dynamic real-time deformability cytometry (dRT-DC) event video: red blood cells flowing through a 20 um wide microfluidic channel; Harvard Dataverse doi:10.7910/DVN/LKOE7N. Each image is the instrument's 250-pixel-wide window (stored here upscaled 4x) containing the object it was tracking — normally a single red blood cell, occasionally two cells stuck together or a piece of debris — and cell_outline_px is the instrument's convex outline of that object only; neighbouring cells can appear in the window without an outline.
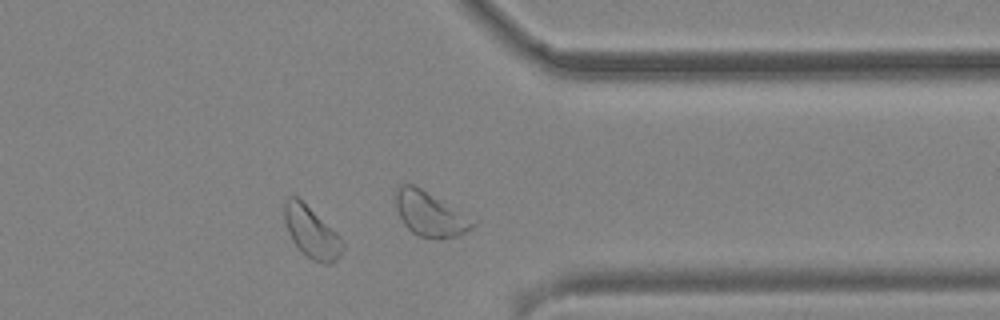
{"species": "common noctule bat (a hibernating species)", "species_latin": "Nyctalus noctula", "temperature_condition": "cold", "stored_images_in_passage": 46, "camera_frame_rate_fps": 3000, "um_per_image_px": 0.085, "animal": {"sex": "male", "body_mass_g": 19.2, "forearm_length_mm": 51.8}, "frame": {"image": 1, "passage_image": 35, "time_ms": 11.333, "image_size_px": [1000, 320], "cell_outline_px": [[344, 248], [340, 256], [332, 264], [324, 264], [312, 260], [292, 240], [288, 232], [284, 220], [284, 200], [288, 196], [296, 196], [336, 232], [344, 240]], "centroid_in_image_um": [26.49, 19.75], "position_along_channel_um": 384.9, "area_um2": 17.22}}
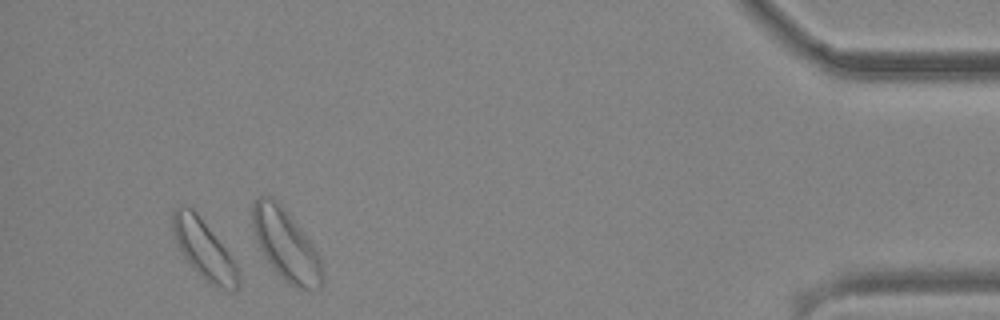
{"frame": {"image": 2, "passage_image": 42, "time_ms": 13.667, "image_size_px": [1000, 320], "cell_outline_px": [[240, 284], [236, 288], [224, 288], [204, 280], [196, 272], [184, 256], [176, 240], [172, 228], [172, 212], [180, 204], [184, 204], [192, 208], [196, 212], [228, 252], [236, 264], [240, 276]], "centroid_in_image_um": [17.32, 21.16], "position_along_channel_um": 417.9, "area_um2": 21.96}}